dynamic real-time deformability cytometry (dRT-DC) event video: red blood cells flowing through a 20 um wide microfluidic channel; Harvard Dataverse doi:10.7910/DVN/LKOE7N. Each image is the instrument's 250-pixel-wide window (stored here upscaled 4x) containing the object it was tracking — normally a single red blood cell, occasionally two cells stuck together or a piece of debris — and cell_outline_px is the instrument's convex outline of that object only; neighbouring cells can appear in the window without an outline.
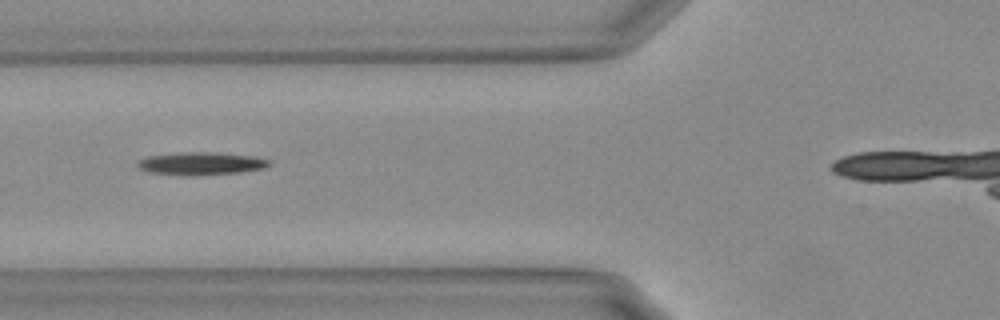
{"species": "Egyptian fruit bat (a non-hibernating species)", "species_latin": "Rousettus aegyptiacus", "temperature_condition": "warm", "stored_images_in_passage": 33, "camera_frame_rate_fps": 3000, "um_per_image_px": 0.085, "animal": {"sex": "female"}, "frame": {"image": 1, "passage_image": 6, "time_ms": 1.667, "image_size_px": [1000, 320], "cell_outline_px": [[272, 164], [264, 168], [240, 172], [152, 172], [140, 168], [136, 164], [140, 160], [148, 156], [180, 152], [216, 152], [256, 156], [272, 160]], "centroid_in_image_um": [17.22, 13.82], "position_along_channel_um": 108.6, "area_um2": 16.24}, "authors_computed_cell_mechanics": {"area_um2": 16.473, "velocity_mm_per_s": 3.7189, "shape_relaxation_time_tau1_ms": 4.883, "shape_relaxation_time_tau2_ms": null, "deformation_change_tau1": 0.162, "deformation_change_tau2": null}}